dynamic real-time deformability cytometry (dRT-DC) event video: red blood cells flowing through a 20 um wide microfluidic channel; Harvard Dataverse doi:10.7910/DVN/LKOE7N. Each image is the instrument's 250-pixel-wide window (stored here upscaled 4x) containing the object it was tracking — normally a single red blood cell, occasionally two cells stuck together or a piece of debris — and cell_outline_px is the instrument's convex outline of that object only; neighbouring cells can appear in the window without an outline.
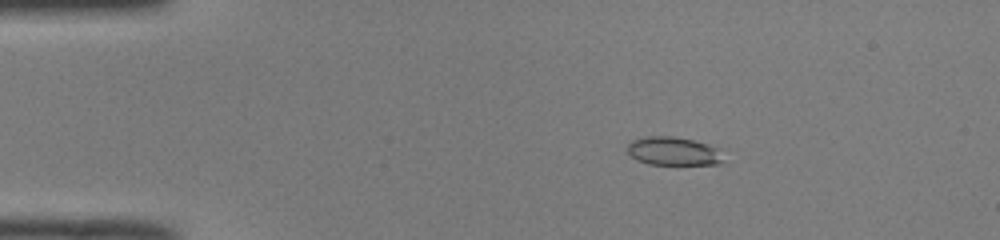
{"species": "common noctule bat (a hibernating species)", "species_latin": "Nyctalus noctula", "temperature_condition": "room temperature", "stored_images_in_passage": 50, "camera_frame_rate_fps": 3000, "um_per_image_px": 0.085, "animal": {"sex": "male", "body_mass_g": 19.0, "forearm_length_mm": 50.8}, "frame": {"image": 1, "passage_image": 9, "time_ms": 2.667, "image_size_px": [1000, 240], "cell_outline_px": [[724, 160], [720, 164], [648, 164], [636, 160], [628, 152], [628, 144], [632, 140], [648, 136], [672, 136], [692, 140], [708, 144], [720, 148]], "centroid_in_image_um": [57.27, 12.85], "position_along_channel_um": 27.7, "area_um2": 15.95}}
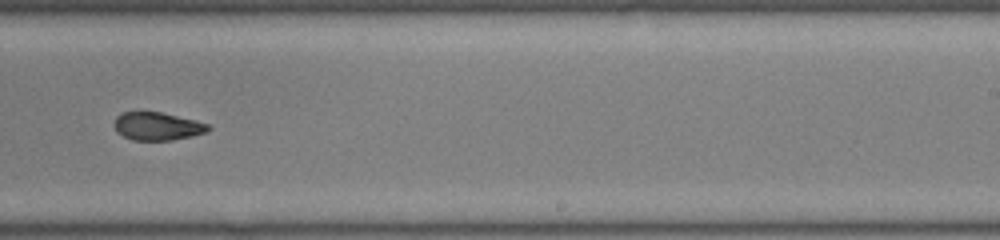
{"frame": {"image": 2, "passage_image": 32, "time_ms": 10.333, "image_size_px": [1000, 240], "cell_outline_px": [[212, 128], [208, 132], [192, 136], [172, 140], [132, 140], [116, 132], [112, 124], [116, 116], [120, 112], [160, 112], [196, 120], [208, 124]], "centroid_in_image_um": [13.36, 10.73], "position_along_channel_um": 275.6, "area_um2": 15.55}}
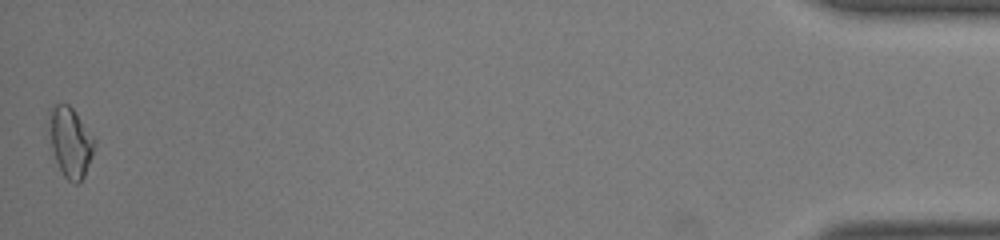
{"frame": {"image": 3, "passage_image": 50, "time_ms": 16.333, "image_size_px": [1000, 240], "cell_outline_px": [[96, 140], [92, 156], [84, 176], [76, 184], [68, 180], [64, 176], [56, 160], [52, 148], [48, 112], [56, 104], [68, 104], [76, 112]], "centroid_in_image_um": [6.0, 12.06], "position_along_channel_um": 429.2, "area_um2": 18.15}, "authors_computed_cell_mechanics": {"area_um2": 16.4152, "velocity_mm_per_s": 4.0823, "shape_relaxation_time_tau1_ms": null, "shape_relaxation_time_tau2_ms": 2.9672, "deformation_change_tau1": null, "deformation_change_tau2": 0.089}}